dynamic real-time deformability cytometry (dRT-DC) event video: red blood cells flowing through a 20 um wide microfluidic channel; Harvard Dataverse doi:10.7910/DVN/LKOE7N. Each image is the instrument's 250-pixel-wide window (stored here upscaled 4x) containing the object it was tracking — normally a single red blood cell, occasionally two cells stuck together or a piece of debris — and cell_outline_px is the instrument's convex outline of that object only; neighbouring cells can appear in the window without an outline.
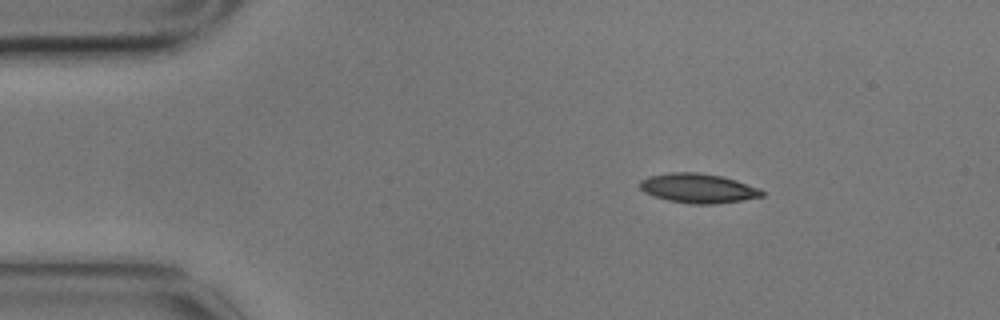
{"species": "common noctule bat (a hibernating species)", "species_latin": "Nyctalus noctula", "temperature_condition": "cold", "stored_images_in_passage": 4, "camera_frame_rate_fps": 3000, "um_per_image_px": 0.085, "animal": {"sex": "male", "body_mass_g": 17.9}, "frame": {"image": 1, "passage_image": 2, "time_ms": 0.333, "image_size_px": [1000, 320], "cell_outline_px": [[764, 196], [716, 204], [692, 204], [668, 200], [652, 196], [644, 192], [640, 188], [640, 180], [648, 176], [672, 172], [696, 172], [720, 176], [736, 180], [760, 188], [764, 192]], "centroid_in_image_um": [59.32, 16.0], "position_along_channel_um": 25.7, "area_um2": 20.92}}